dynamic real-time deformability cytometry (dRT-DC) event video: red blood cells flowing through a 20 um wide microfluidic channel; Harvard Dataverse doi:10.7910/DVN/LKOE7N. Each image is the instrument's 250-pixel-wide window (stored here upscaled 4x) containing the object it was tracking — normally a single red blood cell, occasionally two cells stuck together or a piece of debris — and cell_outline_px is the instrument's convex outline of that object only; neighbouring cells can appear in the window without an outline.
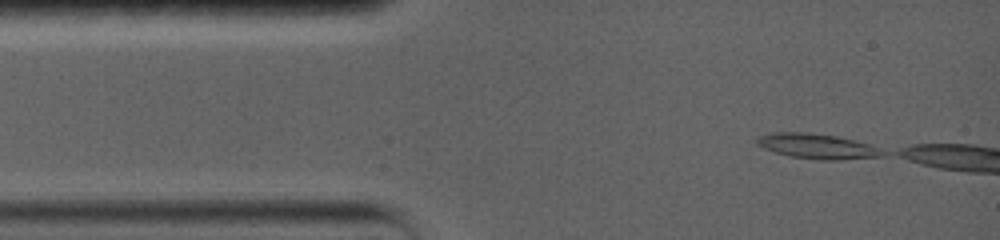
{"species": "common noctule bat (a hibernating species)", "species_latin": "Nyctalus noctula", "temperature_condition": "warm", "stored_images_in_passage": 38, "camera_frame_rate_fps": 5000, "um_per_image_px": 0.085, "animal": {"sex": "female", "body_mass_g": 19.0, "forearm_length_mm": 56.7}, "frame": {"image": 1, "passage_image": 1, "time_ms": 0.0, "image_size_px": [1000, 240], "cell_outline_px": [[884, 152], [880, 156], [836, 160], [820, 160], [792, 156], [776, 152], [756, 144], [756, 140], [760, 136], [776, 132], [800, 132], [836, 136], [852, 140], [876, 148]], "centroid_in_image_um": [69.39, 12.43], "position_along_channel_um": 15.6, "area_um2": 17.51}}
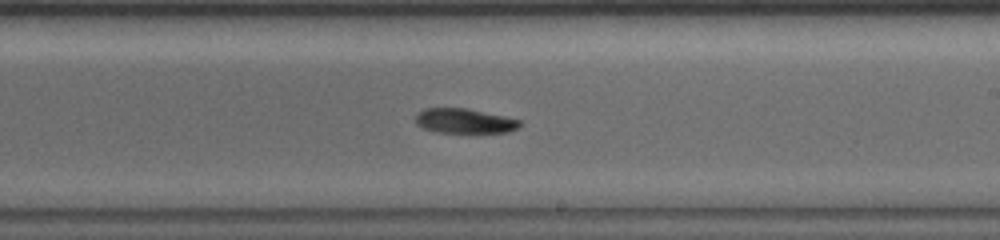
{"frame": {"image": 2, "passage_image": 19, "time_ms": 3.6, "image_size_px": [1000, 240], "cell_outline_px": [[520, 128], [508, 132], [436, 132], [424, 128], [416, 124], [416, 116], [424, 108], [468, 108], [504, 116], [520, 120]], "centroid_in_image_um": [39.5, 10.27], "position_along_channel_um": 249.5, "area_um2": 14.91}}
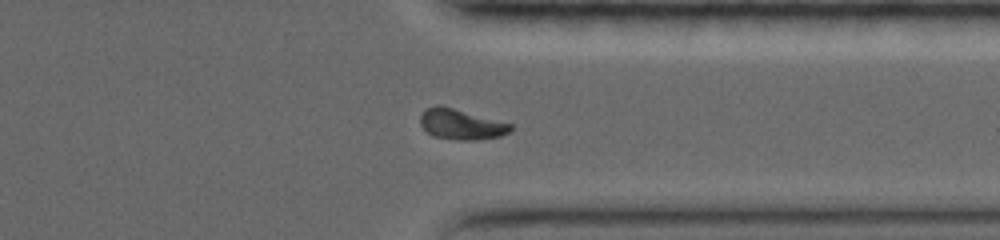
{"frame": {"image": 3, "passage_image": 33, "time_ms": 6.4, "image_size_px": [1000, 240], "cell_outline_px": [[512, 128], [508, 132], [500, 136], [476, 140], [456, 140], [432, 136], [420, 124], [420, 116], [428, 108], [436, 104], [440, 104], [512, 124]], "centroid_in_image_um": [39.18, 10.56], "position_along_channel_um": 372.2, "area_um2": 15.95}, "authors_computed_cell_mechanics": {"area_um2": 15.9817, "velocity_mm_per_s": 3.8561, "shape_relaxation_time_tau1_ms": 4.7782, "shape_relaxation_time_tau2_ms": 1.9036, "deformation_change_tau1": 0.167, "deformation_change_tau2": 0.0509}}